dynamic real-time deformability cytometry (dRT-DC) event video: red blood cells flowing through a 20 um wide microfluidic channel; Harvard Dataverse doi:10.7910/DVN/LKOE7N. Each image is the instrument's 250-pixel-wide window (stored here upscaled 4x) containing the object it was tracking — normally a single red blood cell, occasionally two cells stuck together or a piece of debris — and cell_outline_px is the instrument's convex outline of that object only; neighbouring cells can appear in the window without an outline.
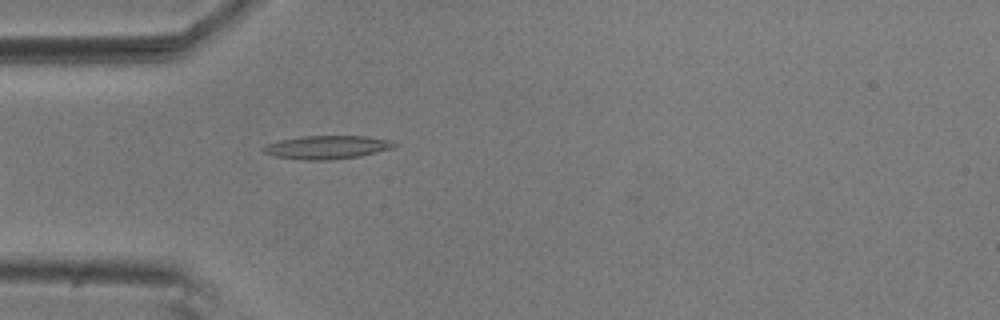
{"species": "common noctule bat (a hibernating species)", "species_latin": "Nyctalus noctula", "temperature_condition": "room temperature", "stored_images_in_passage": 27, "camera_frame_rate_fps": 3000, "um_per_image_px": 0.085, "animal": {"sex": "male", "body_mass_g": 20.5, "forearm_length_mm": 52.5}, "frame": {"image": 1, "passage_image": 3, "time_ms": 0.667, "image_size_px": [1000, 320], "cell_outline_px": [[396, 144], [392, 148], [360, 156], [328, 160], [300, 160], [276, 156], [264, 152], [260, 148], [268, 144], [280, 140], [300, 136], [368, 136], [388, 140]], "centroid_in_image_um": [27.76, 12.51], "position_along_channel_um": 57.2, "area_um2": 17.69}}
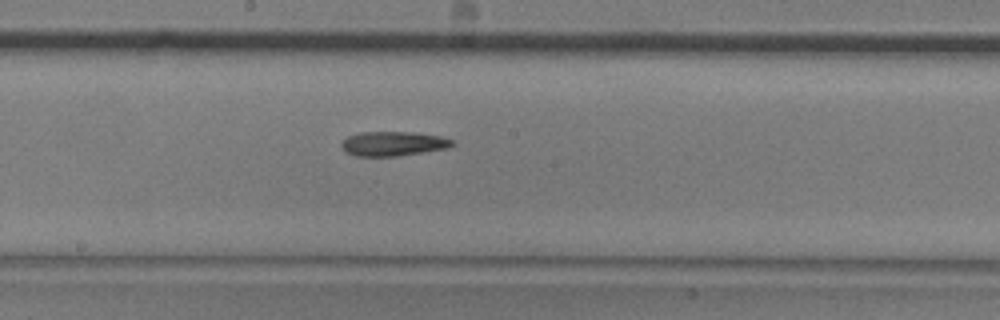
{"frame": {"image": 2, "passage_image": 16, "time_ms": 5.0, "image_size_px": [1000, 320], "cell_outline_px": [[456, 144], [448, 148], [396, 156], [356, 156], [348, 152], [340, 144], [348, 136], [360, 132], [412, 132], [440, 136], [452, 140]], "centroid_in_image_um": [33.44, 12.2], "position_along_channel_um": 214.8, "area_um2": 15.61}}
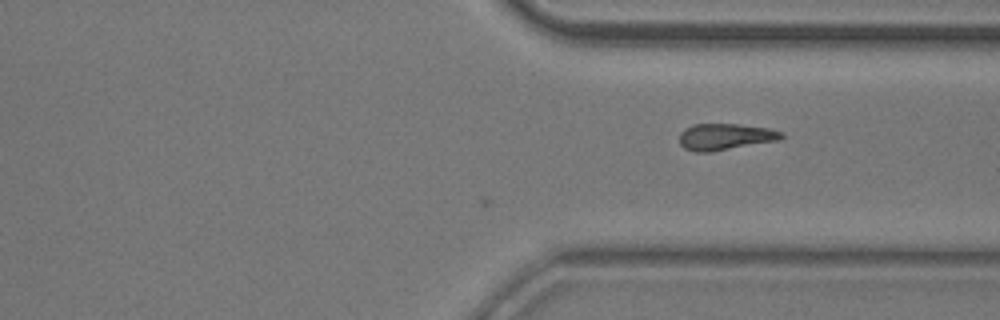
{"frame": {"image": 3, "passage_image": 27, "time_ms": 8.667, "image_size_px": [1000, 320], "cell_outline_px": [[784, 136], [780, 140], [712, 152], [696, 152], [684, 148], [680, 144], [680, 132], [684, 128], [692, 124], [740, 124], [768, 128], [784, 132]], "centroid_in_image_um": [61.65, 11.62], "position_along_channel_um": 349.7, "area_um2": 15.95}}